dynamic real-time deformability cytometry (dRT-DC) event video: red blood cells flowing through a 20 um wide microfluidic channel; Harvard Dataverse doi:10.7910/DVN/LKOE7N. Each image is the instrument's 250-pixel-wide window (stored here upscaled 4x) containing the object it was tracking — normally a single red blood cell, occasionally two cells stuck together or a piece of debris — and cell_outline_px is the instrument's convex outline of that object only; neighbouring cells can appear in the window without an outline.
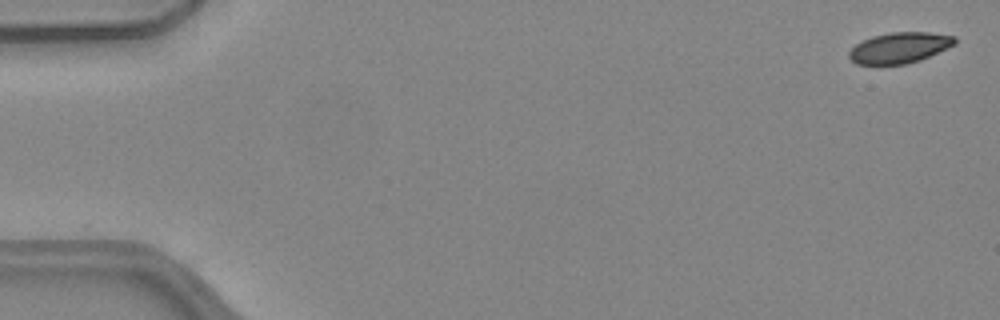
{"species": "common noctule bat (a hibernating species)", "species_latin": "Nyctalus noctula", "temperature_condition": "warm", "stored_images_in_passage": 52, "camera_frame_rate_fps": 3000, "um_per_image_px": 0.085, "animal": {"sex": "female", "body_mass_g": 24.6, "forearm_length_mm": 56.2}, "frame": {"image": 1, "passage_image": 2, "time_ms": 0.333, "image_size_px": [1000, 320], "cell_outline_px": [[956, 44], [948, 48], [920, 60], [908, 64], [880, 68], [856, 64], [848, 56], [848, 52], [856, 44], [872, 36], [892, 32], [928, 32], [956, 36]], "centroid_in_image_um": [76.42, 4.11], "position_along_channel_um": 8.6, "area_um2": 19.71}}
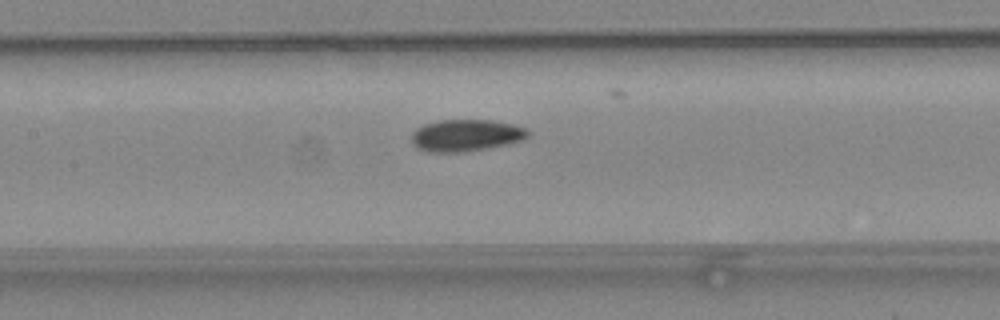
{"frame": {"image": 2, "passage_image": 25, "time_ms": 8.0, "image_size_px": [1000, 320], "cell_outline_px": [[528, 136], [524, 140], [488, 148], [464, 152], [428, 152], [416, 148], [412, 144], [412, 132], [416, 128], [424, 124], [440, 120], [492, 120], [512, 124], [528, 128]], "centroid_in_image_um": [39.59, 11.51], "position_along_channel_um": 167.8, "area_um2": 21.79}}
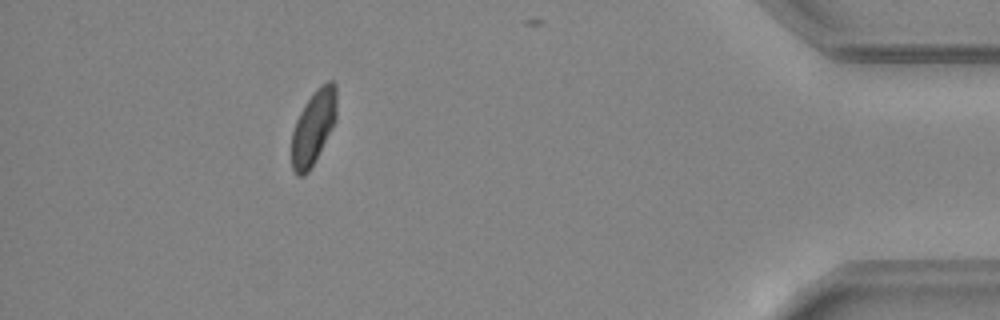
{"frame": {"image": 3, "passage_image": 47, "time_ms": 15.333, "image_size_px": [1000, 320], "cell_outline_px": [[336, 120], [332, 128], [308, 172], [304, 176], [296, 176], [292, 168], [292, 132], [296, 120], [304, 104], [316, 88], [320, 84], [328, 80], [332, 80], [336, 84]], "centroid_in_image_um": [26.64, 10.78], "position_along_channel_um": 408.6, "area_um2": 19.42}, "authors_computed_cell_mechanics": {"area_um2": 20.6346, "velocity_mm_per_s": 4.0394, "shape_relaxation_time_tau1_ms": 7.8309, "shape_relaxation_time_tau2_ms": 2.4984, "deformation_change_tau1": 0.1345, "deformation_change_tau2": 0.0604}}